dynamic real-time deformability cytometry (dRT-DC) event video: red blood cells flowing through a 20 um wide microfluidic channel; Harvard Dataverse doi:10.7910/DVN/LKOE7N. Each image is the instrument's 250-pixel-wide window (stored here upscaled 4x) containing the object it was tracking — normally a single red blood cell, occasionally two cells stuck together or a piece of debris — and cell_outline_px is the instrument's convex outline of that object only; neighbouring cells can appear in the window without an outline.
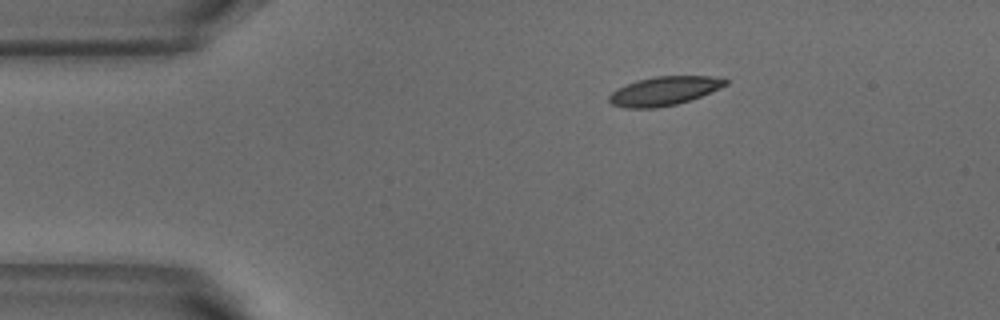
{"species": "common noctule bat (a hibernating species)", "species_latin": "Nyctalus noctula", "temperature_condition": "warm", "stored_images_in_passage": 5, "camera_frame_rate_fps": 3000, "um_per_image_px": 0.085, "animal": {"sex": "male", "body_mass_g": 18.8}, "frame": {"image": 1, "passage_image": 1, "time_ms": 0.0, "image_size_px": [1000, 320], "cell_outline_px": [[728, 84], [720, 88], [700, 96], [676, 104], [656, 108], [624, 108], [612, 104], [608, 100], [608, 96], [616, 88], [636, 80], [656, 76], [712, 76], [728, 80]], "centroid_in_image_um": [56.41, 7.73], "position_along_channel_um": 28.6, "area_um2": 19.54}}
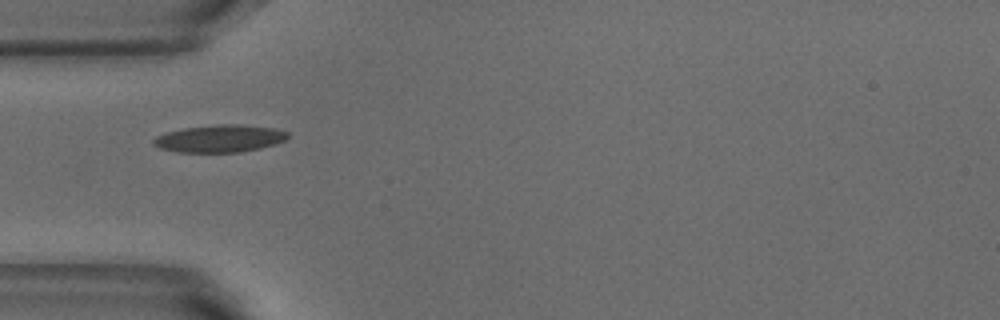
{"frame": {"image": 2, "passage_image": 3, "time_ms": 0.667, "image_size_px": [1000, 320], "cell_outline_px": [[288, 136], [284, 140], [276, 144], [260, 148], [240, 152], [176, 152], [160, 148], [152, 144], [152, 140], [156, 136], [168, 132], [184, 128], [220, 124], [236, 124], [276, 128], [288, 132]], "centroid_in_image_um": [18.67, 11.78], "position_along_channel_um": 66.3, "area_um2": 21.39}}